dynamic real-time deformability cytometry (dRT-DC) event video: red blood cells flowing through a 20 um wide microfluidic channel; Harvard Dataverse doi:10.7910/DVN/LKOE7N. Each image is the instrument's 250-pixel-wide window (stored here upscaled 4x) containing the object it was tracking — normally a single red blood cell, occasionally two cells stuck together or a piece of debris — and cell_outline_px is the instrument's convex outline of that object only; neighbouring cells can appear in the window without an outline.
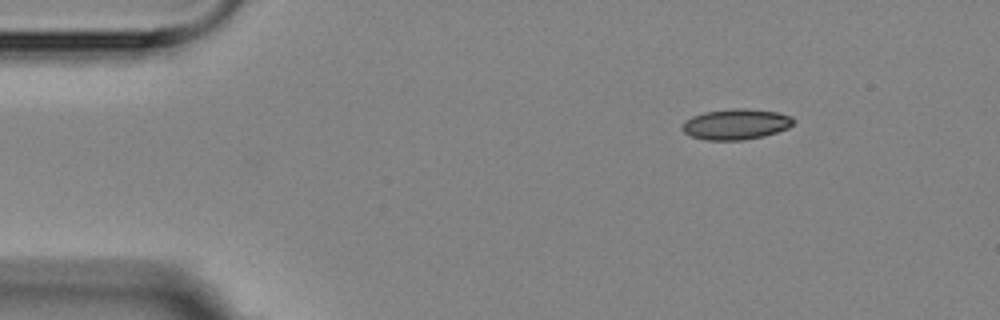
{"species": "Egyptian fruit bat (a non-hibernating species)", "species_latin": "Rousettus aegyptiacus", "temperature_condition": "room temperature", "stored_images_in_passage": 5, "segment_of_instrument_passage": [2, 2], "camera_frame_rate_fps": 3000, "um_per_image_px": 0.085, "animal": {"sex": "female"}, "frame": {"image": 1, "passage_image": 5, "time_ms": 5.333, "image_size_px": [1000, 320], "cell_outline_px": [[796, 120], [788, 128], [764, 136], [744, 140], [704, 140], [692, 136], [684, 132], [680, 128], [684, 120], [692, 116], [704, 112], [732, 108], [748, 108], [776, 112], [792, 116]], "centroid_in_image_um": [62.54, 10.55], "position_along_channel_um": 22.5, "area_um2": 20.06}}